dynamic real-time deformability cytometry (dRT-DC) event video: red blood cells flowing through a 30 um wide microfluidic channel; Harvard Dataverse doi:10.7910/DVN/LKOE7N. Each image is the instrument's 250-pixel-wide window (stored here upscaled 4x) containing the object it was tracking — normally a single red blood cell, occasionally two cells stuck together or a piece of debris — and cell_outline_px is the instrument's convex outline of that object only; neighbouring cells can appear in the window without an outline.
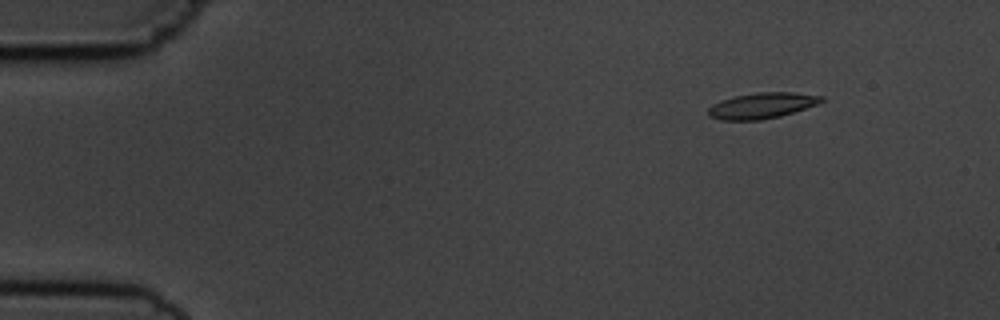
{"species": "common noctule bat (a hibernating species)", "species_latin": "Nyctalus noctula", "temperature_condition": "cold", "stored_images_in_passage": 5, "camera_frame_rate_fps": 3000, "um_per_image_px": 0.085, "animal": {"sex": "male", "body_mass_g": 19.5, "forearm_length_mm": 54.6}, "frame": {"image": 1, "passage_image": 2, "time_ms": 1.0, "image_size_px": [1000, 320], "cell_outline_px": [[824, 100], [820, 104], [780, 116], [760, 120], [720, 120], [708, 116], [708, 108], [712, 104], [720, 100], [736, 96], [756, 92], [792, 92], [824, 96]], "centroid_in_image_um": [64.77, 8.97], "position_along_channel_um": 20.2, "area_um2": 17.17}}